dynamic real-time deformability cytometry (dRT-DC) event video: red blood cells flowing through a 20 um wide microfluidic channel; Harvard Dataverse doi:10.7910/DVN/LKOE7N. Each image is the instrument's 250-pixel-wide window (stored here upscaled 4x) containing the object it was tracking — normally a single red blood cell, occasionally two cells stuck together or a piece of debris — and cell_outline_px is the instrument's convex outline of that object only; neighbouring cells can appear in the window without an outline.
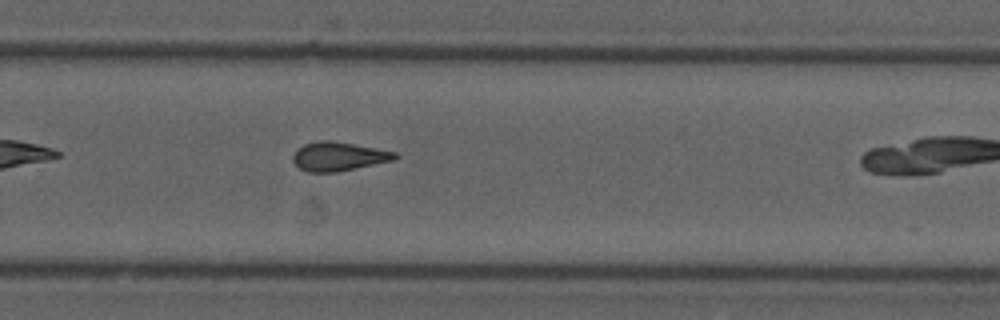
{"species": "common noctule bat (a hibernating species)", "species_latin": "Nyctalus noctula", "temperature_condition": "cold", "stored_images_in_passage": 26, "camera_frame_rate_fps": 3000, "um_per_image_px": 0.085, "animal": {"sex": "male", "forearm_length_mm": 52.5}, "frame": {"image": 1, "passage_image": 19, "time_ms": 6.0, "image_size_px": [1000, 320], "cell_outline_px": [[400, 156], [396, 160], [336, 172], [308, 172], [300, 168], [292, 160], [292, 156], [304, 144], [320, 140], [332, 140], [376, 148], [396, 152]], "centroid_in_image_um": [28.82, 13.29], "position_along_channel_um": 301.0, "area_um2": 17.17}}